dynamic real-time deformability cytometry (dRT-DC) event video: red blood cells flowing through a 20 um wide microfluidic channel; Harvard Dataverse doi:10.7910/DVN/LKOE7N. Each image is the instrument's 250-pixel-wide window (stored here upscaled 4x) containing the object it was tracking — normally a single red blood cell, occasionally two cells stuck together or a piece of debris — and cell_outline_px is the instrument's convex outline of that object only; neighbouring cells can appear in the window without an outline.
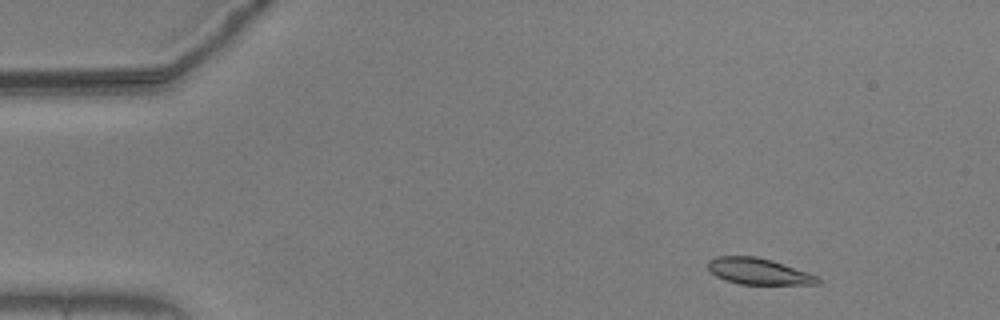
{"species": "common noctule bat (a hibernating species)", "species_latin": "Nyctalus noctula", "temperature_condition": "warm", "stored_images_in_passage": 53, "camera_frame_rate_fps": 3000, "um_per_image_px": 0.085, "animal": {"sex": "male", "body_mass_g": 20.5, "forearm_length_mm": 52.5}, "frame": {"image": 1, "passage_image": 4, "time_ms": 1.0, "image_size_px": [1000, 320], "cell_outline_px": [[820, 284], [740, 284], [724, 280], [716, 276], [708, 268], [708, 260], [716, 256], [756, 256], [772, 260], [808, 272], [816, 276], [820, 280]], "centroid_in_image_um": [64.45, 23.06], "position_along_channel_um": 20.5, "area_um2": 16.76}}
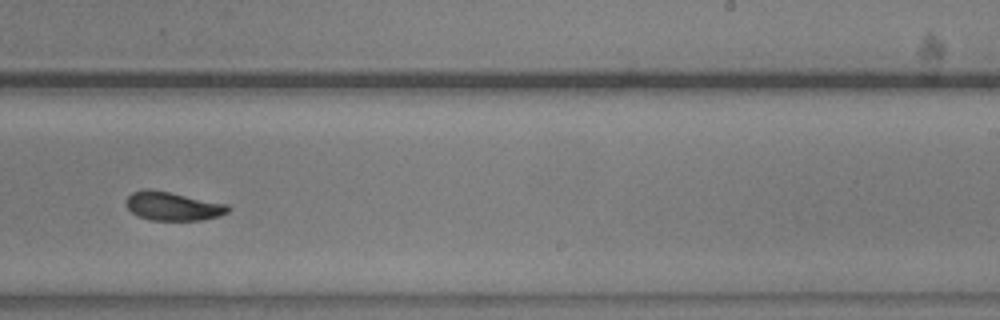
{"frame": {"image": 2, "passage_image": 32, "time_ms": 10.333, "image_size_px": [1000, 320], "cell_outline_px": [[232, 208], [228, 212], [216, 216], [200, 220], [148, 220], [132, 212], [124, 204], [124, 200], [132, 192], [172, 192], [228, 204]], "centroid_in_image_um": [14.73, 17.55], "position_along_channel_um": 274.3, "area_um2": 16.59}}
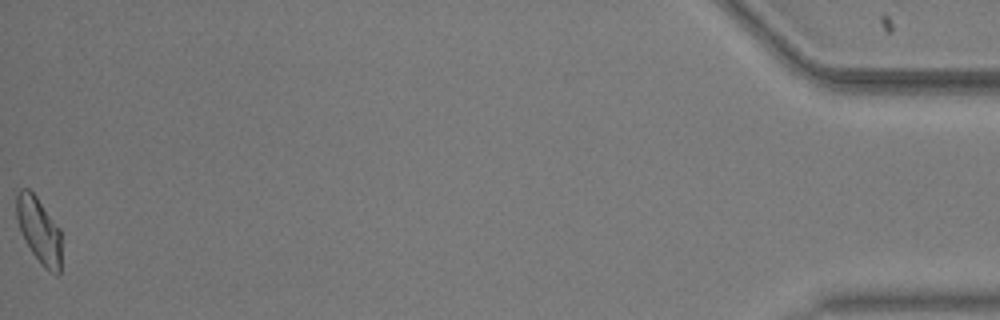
{"frame": {"image": 3, "passage_image": 53, "time_ms": 17.333, "image_size_px": [1000, 320], "cell_outline_px": [[60, 272], [56, 276], [48, 272], [44, 268], [32, 252], [24, 240], [16, 216], [16, 192], [20, 188], [28, 188], [36, 196], [60, 228]], "centroid_in_image_um": [3.31, 19.57], "position_along_channel_um": 431.9, "area_um2": 17.28}, "authors_computed_cell_mechanics": {"area_um2": 17.2822, "velocity_mm_per_s": 3.6666, "shape_relaxation_time_tau1_ms": 3.0176, "shape_relaxation_time_tau2_ms": null, "deformation_change_tau1": 0.1226, "deformation_change_tau2": null}}